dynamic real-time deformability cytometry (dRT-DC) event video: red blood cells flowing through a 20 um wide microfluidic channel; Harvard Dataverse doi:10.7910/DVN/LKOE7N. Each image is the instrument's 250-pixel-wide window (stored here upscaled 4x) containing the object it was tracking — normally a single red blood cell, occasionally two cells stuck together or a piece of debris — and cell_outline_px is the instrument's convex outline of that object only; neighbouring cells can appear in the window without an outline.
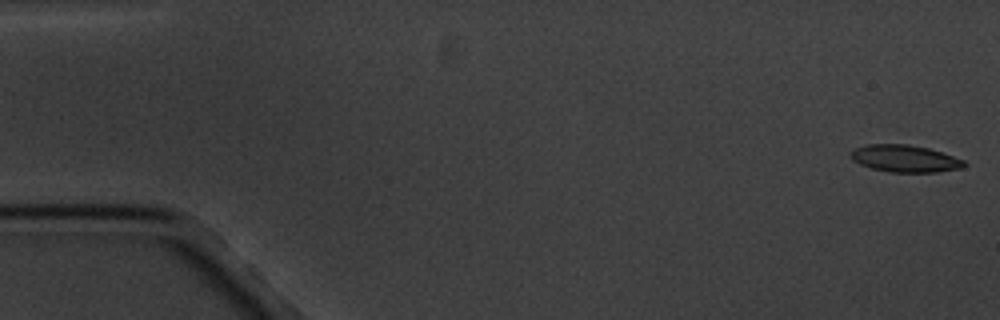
{"species": "common noctule bat (a hibernating species)", "species_latin": "Nyctalus noctula", "temperature_condition": "cold", "stored_images_in_passage": 5, "camera_frame_rate_fps": 3000, "um_per_image_px": 0.085, "animal": {"sex": "male", "body_mass_g": 20.1, "forearm_length_mm": 53.5}, "frame": {"image": 1, "passage_image": 1, "time_ms": 0.0, "image_size_px": [1000, 320], "cell_outline_px": [[968, 164], [960, 168], [936, 172], [888, 172], [872, 168], [860, 164], [852, 160], [852, 152], [856, 148], [868, 144], [908, 144], [928, 148], [964, 160]], "centroid_in_image_um": [76.93, 13.48], "position_along_channel_um": 8.1, "area_um2": 17.69}}
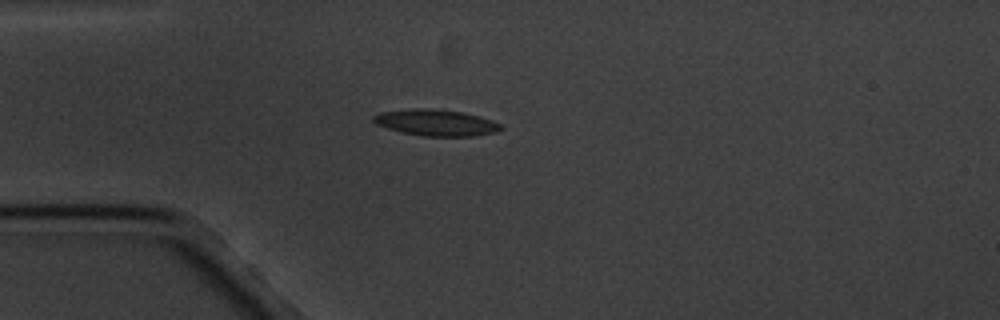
{"frame": {"image": 2, "passage_image": 5, "time_ms": 4.667, "image_size_px": [1000, 320], "cell_outline_px": [[504, 128], [496, 132], [472, 136], [424, 136], [400, 132], [376, 124], [372, 120], [372, 116], [380, 112], [412, 108], [440, 108], [464, 112], [480, 116], [492, 120], [500, 124]], "centroid_in_image_um": [37.06, 10.41], "position_along_channel_um": 47.9, "area_um2": 19.83}}